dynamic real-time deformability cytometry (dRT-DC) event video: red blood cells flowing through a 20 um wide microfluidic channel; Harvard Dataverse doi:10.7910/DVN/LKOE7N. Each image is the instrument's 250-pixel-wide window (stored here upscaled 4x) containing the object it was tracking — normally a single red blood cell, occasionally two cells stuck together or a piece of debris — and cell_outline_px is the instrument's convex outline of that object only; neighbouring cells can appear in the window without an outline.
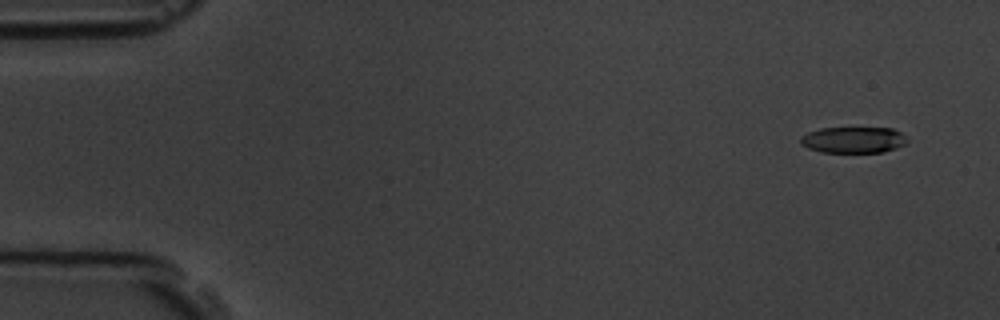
{"species": "common noctule bat (a hibernating species)", "species_latin": "Nyctalus noctula", "temperature_condition": "room temperature", "stored_images_in_passage": 6, "camera_frame_rate_fps": 3000, "um_per_image_px": 0.085, "animal": {"sex": "male", "body_mass_g": 19.5, "forearm_length_mm": 54.6}, "frame": {"image": 1, "passage_image": 1, "time_ms": 0.0, "image_size_px": [1000, 320], "cell_outline_px": [[908, 140], [904, 144], [896, 148], [880, 152], [820, 152], [808, 148], [800, 140], [808, 132], [820, 128], [892, 128], [900, 132]], "centroid_in_image_um": [72.55, 11.89], "position_along_channel_um": 12.4, "area_um2": 16.01}}
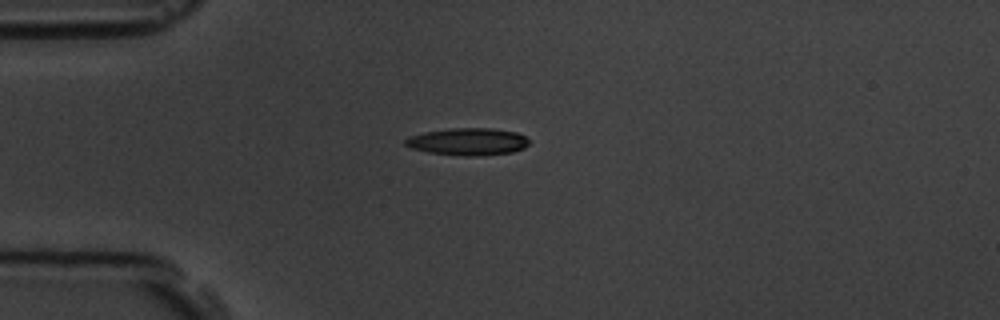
{"frame": {"image": 2, "passage_image": 4, "time_ms": 3.667, "image_size_px": [1000, 320], "cell_outline_px": [[528, 144], [524, 148], [512, 152], [476, 156], [464, 156], [428, 152], [412, 148], [404, 144], [404, 140], [408, 136], [424, 132], [452, 128], [492, 128], [516, 132], [524, 136], [528, 140]], "centroid_in_image_um": [39.75, 12.03], "position_along_channel_um": 45.2, "area_um2": 19.59}}
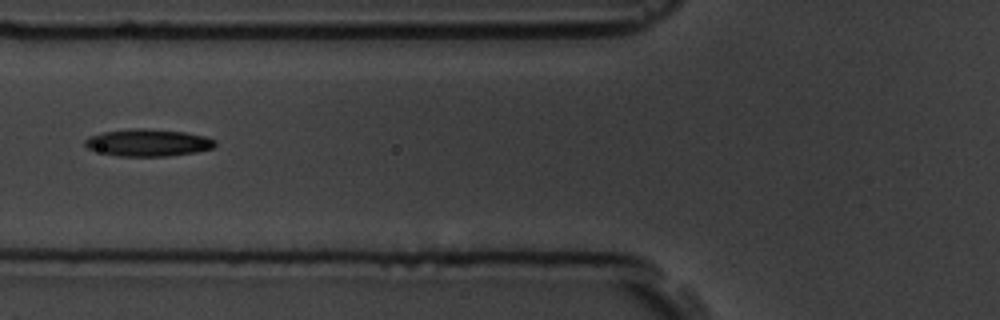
{"frame": {"image": 3, "passage_image": 6, "time_ms": 6.0, "image_size_px": [1000, 320], "cell_outline_px": [[216, 144], [212, 148], [196, 152], [168, 156], [116, 156], [88, 148], [84, 144], [84, 140], [88, 136], [104, 132], [136, 128], [144, 128], [184, 132], [204, 136], [216, 140]], "centroid_in_image_um": [12.58, 12.13], "position_along_channel_um": 113.2, "area_um2": 20.46}}